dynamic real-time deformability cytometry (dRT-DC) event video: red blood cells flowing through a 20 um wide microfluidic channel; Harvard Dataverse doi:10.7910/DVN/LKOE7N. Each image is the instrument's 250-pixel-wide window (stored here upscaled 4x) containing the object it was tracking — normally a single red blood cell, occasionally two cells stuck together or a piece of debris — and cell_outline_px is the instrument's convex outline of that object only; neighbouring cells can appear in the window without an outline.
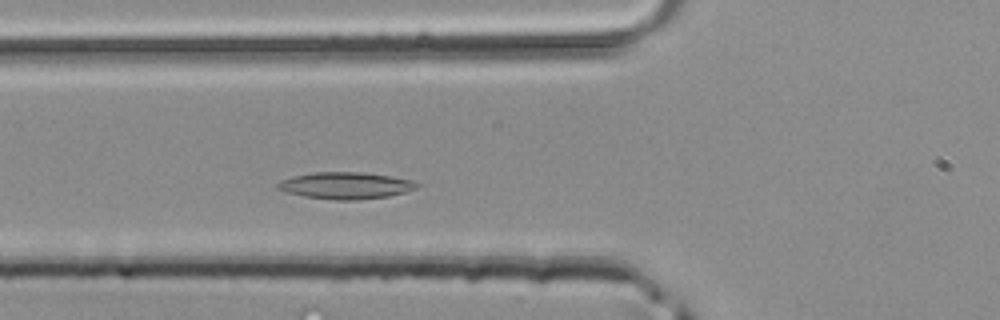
{"species": "common noctule bat (a hibernating species)", "species_latin": "Nyctalus noctula", "temperature_condition": "room temperature", "stored_images_in_passage": 28, "camera_frame_rate_fps": 3000, "um_per_image_px": 0.085, "animal": {"sex": "male", "body_mass_g": 20.4}, "frame": {"image": 1, "passage_image": 5, "time_ms": 1.333, "image_size_px": [1000, 320], "cell_outline_px": [[420, 184], [416, 188], [404, 192], [388, 196], [356, 200], [336, 200], [304, 196], [284, 192], [276, 188], [276, 184], [280, 180], [292, 176], [316, 172], [364, 172], [392, 176], [412, 180]], "centroid_in_image_um": [29.35, 15.76], "position_along_channel_um": 96.5, "area_um2": 21.79}}
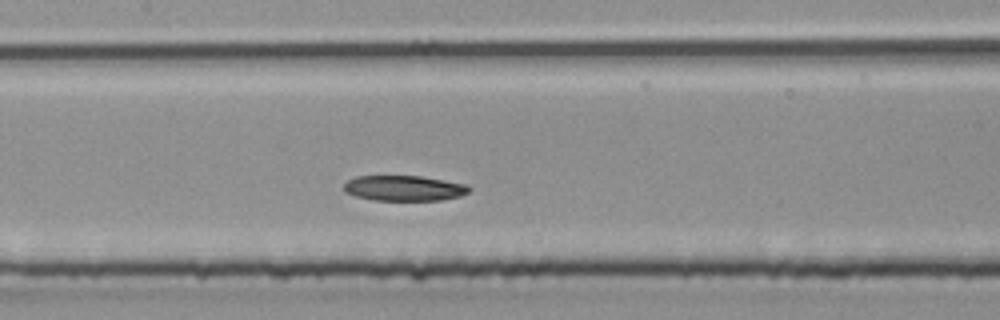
{"frame": {"image": 2, "passage_image": 10, "time_ms": 3.0, "image_size_px": [1000, 320], "cell_outline_px": [[472, 188], [468, 192], [460, 196], [440, 200], [376, 200], [356, 196], [344, 192], [344, 184], [348, 180], [356, 176], [420, 176], [468, 184]], "centroid_in_image_um": [34.36, 15.99], "position_along_channel_um": 173.0, "area_um2": 18.5}}
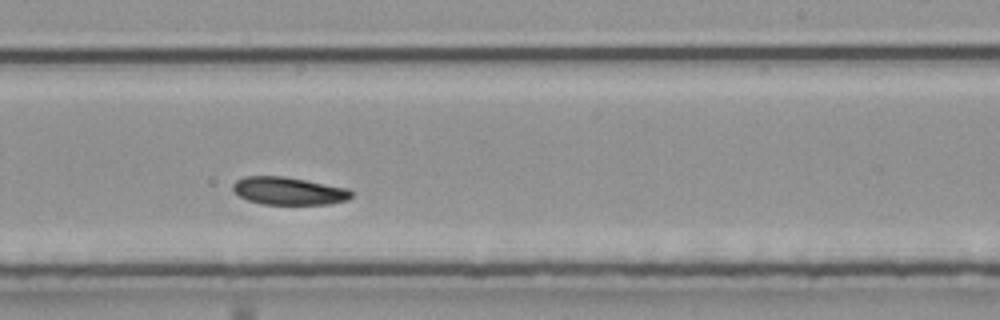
{"frame": {"image": 3, "passage_image": 16, "time_ms": 5.0, "image_size_px": [1000, 320], "cell_outline_px": [[352, 196], [348, 200], [328, 204], [260, 204], [248, 200], [240, 196], [232, 188], [232, 184], [236, 180], [244, 176], [284, 176], [348, 188], [352, 192]], "centroid_in_image_um": [24.53, 16.23], "position_along_channel_um": 264.5, "area_um2": 19.13}}